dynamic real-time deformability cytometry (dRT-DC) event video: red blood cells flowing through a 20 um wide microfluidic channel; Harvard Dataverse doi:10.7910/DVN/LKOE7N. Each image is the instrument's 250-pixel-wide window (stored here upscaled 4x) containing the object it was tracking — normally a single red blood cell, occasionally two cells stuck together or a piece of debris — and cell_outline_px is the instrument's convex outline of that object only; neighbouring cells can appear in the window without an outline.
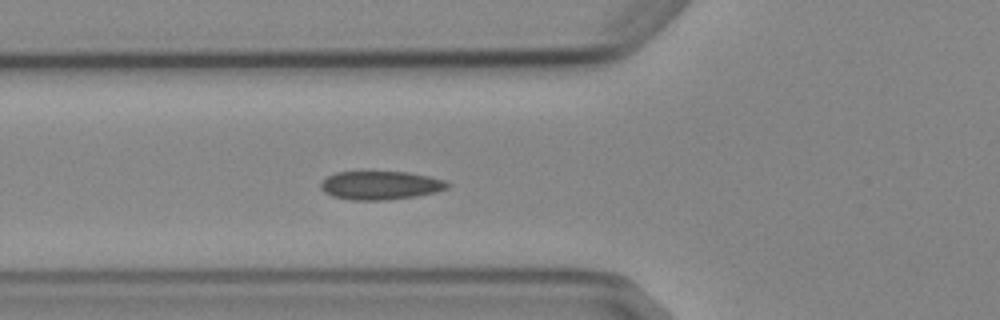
{"species": "Egyptian fruit bat (a non-hibernating species)", "species_latin": "Rousettus aegyptiacus", "temperature_condition": "cold", "stored_images_in_passage": 5, "camera_frame_rate_fps": 3000, "um_per_image_px": 0.085, "animal": {"sex": "female"}, "frame": {"image": 1, "passage_image": 5, "time_ms": 4.667, "image_size_px": [1000, 320], "cell_outline_px": [[452, 184], [448, 188], [436, 192], [416, 196], [388, 200], [352, 200], [332, 196], [324, 192], [320, 188], [320, 184], [328, 176], [336, 172], [408, 172], [428, 176], [444, 180]], "centroid_in_image_um": [32.36, 15.76], "position_along_channel_um": 93.4, "area_um2": 21.1}}